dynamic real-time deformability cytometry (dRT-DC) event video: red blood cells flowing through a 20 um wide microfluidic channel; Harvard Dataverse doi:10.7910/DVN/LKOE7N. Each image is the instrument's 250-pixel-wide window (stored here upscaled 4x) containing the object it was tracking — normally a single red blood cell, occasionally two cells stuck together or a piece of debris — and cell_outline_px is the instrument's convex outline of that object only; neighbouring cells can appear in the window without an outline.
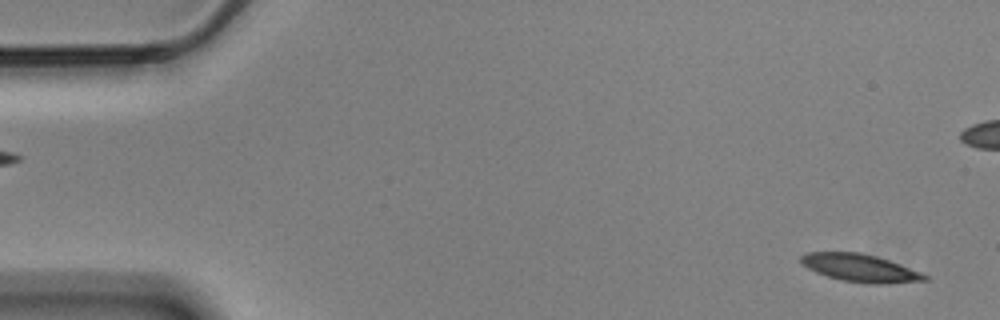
{"species": "Egyptian fruit bat (a non-hibernating species)", "species_latin": "Rousettus aegyptiacus", "temperature_condition": "cold", "stored_images_in_passage": 57, "camera_frame_rate_fps": 3000, "um_per_image_px": 0.085, "animal": {"sex": "male"}, "frame": {"image": 1, "passage_image": 2, "time_ms": 0.333, "image_size_px": [1000, 320], "cell_outline_px": [[928, 280], [888, 284], [868, 284], [844, 280], [828, 276], [816, 272], [808, 268], [800, 260], [800, 256], [808, 252], [860, 252], [876, 256], [888, 260], [920, 272], [928, 276]], "centroid_in_image_um": [73.12, 22.78], "position_along_channel_um": 11.9, "area_um2": 19.77}}
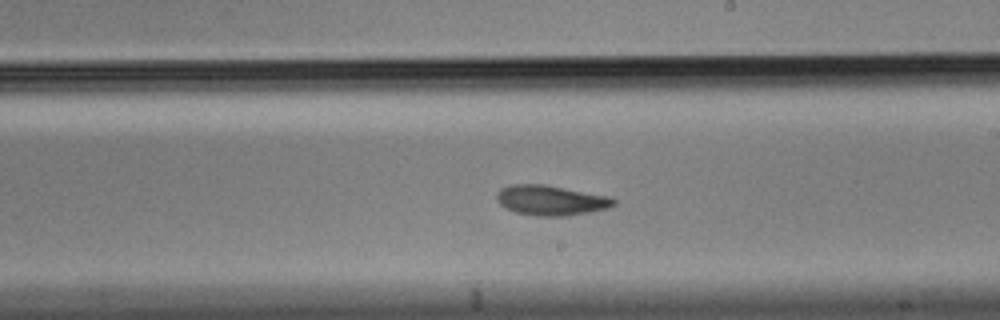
{"frame": {"image": 2, "passage_image": 32, "time_ms": 10.333, "image_size_px": [1000, 320], "cell_outline_px": [[616, 204], [608, 208], [588, 212], [564, 216], [536, 216], [516, 212], [500, 204], [496, 200], [496, 192], [500, 188], [512, 184], [544, 184], [608, 196], [616, 200]], "centroid_in_image_um": [46.8, 17.02], "position_along_channel_um": 242.2, "area_um2": 20.4}}
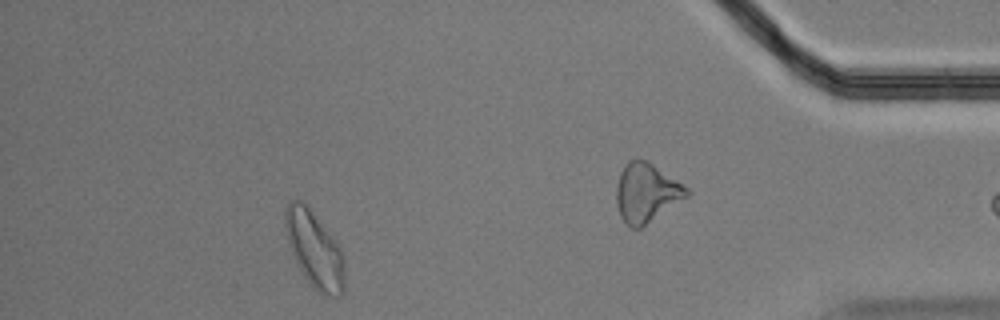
{"frame": {"image": 3, "passage_image": 51, "time_ms": 16.667, "image_size_px": [1000, 320], "cell_outline_px": [[344, 292], [340, 296], [328, 296], [320, 292], [304, 276], [296, 264], [288, 244], [284, 228], [284, 208], [288, 200], [296, 196], [308, 204], [332, 236], [340, 248], [344, 260]], "centroid_in_image_um": [26.68, 21.11], "position_along_channel_um": 408.5, "area_um2": 26.93}, "authors_computed_cell_mechanics": {"area_um2": 20.3456, "velocity_mm_per_s": 3.4754, "shape_relaxation_time_tau1_ms": 4.5298, "shape_relaxation_time_tau2_ms": 5.4353, "deformation_change_tau1": 0.1354, "deformation_change_tau2": 0.1232}}